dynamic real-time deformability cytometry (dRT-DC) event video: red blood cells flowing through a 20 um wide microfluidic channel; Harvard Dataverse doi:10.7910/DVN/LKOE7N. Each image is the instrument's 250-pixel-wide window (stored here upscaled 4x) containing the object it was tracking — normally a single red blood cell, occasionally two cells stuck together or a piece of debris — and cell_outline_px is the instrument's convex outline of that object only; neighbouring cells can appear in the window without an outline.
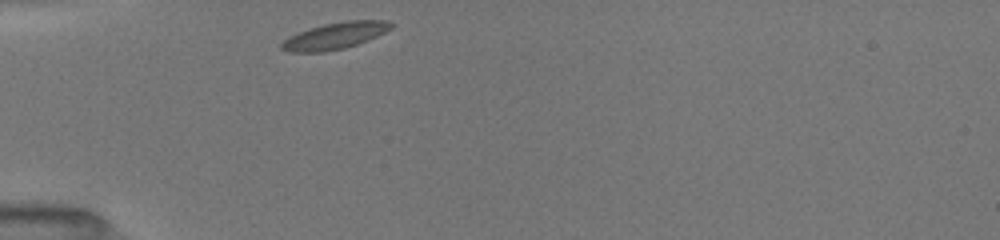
{"species": "common noctule bat (a hibernating species)", "species_latin": "Nyctalus noctula", "temperature_condition": "room temperature", "stored_images_in_passage": 5, "camera_frame_rate_fps": 3000, "um_per_image_px": 0.085, "animal": {"sex": "female", "body_mass_g": 19.5, "forearm_length_mm": 54.1}, "frame": {"image": 1, "passage_image": 1, "time_ms": 0.0, "image_size_px": [1000, 240], "cell_outline_px": [[396, 24], [392, 28], [368, 40], [344, 48], [324, 52], [288, 52], [280, 48], [280, 44], [288, 36], [308, 28], [324, 24], [348, 20], [388, 20]], "centroid_in_image_um": [28.47, 3.03], "position_along_channel_um": 56.5, "area_um2": 17.11}}
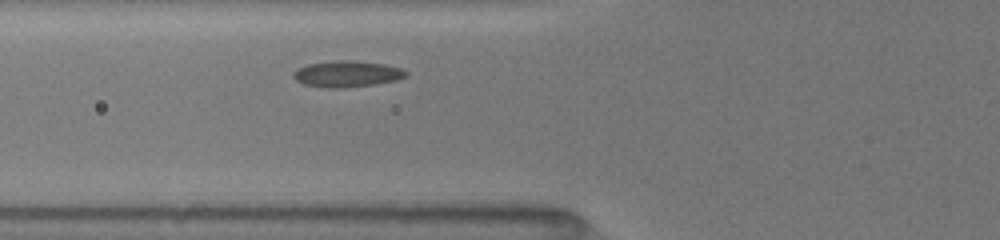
{"frame": {"image": 2, "passage_image": 5, "time_ms": 1.333, "image_size_px": [1000, 240], "cell_outline_px": [[408, 76], [396, 80], [372, 84], [344, 88], [328, 88], [304, 84], [296, 80], [292, 76], [292, 72], [296, 68], [308, 64], [340, 60], [348, 60], [384, 64], [400, 68], [408, 72]], "centroid_in_image_um": [29.47, 6.28], "position_along_channel_um": 96.3, "area_um2": 17.11}}